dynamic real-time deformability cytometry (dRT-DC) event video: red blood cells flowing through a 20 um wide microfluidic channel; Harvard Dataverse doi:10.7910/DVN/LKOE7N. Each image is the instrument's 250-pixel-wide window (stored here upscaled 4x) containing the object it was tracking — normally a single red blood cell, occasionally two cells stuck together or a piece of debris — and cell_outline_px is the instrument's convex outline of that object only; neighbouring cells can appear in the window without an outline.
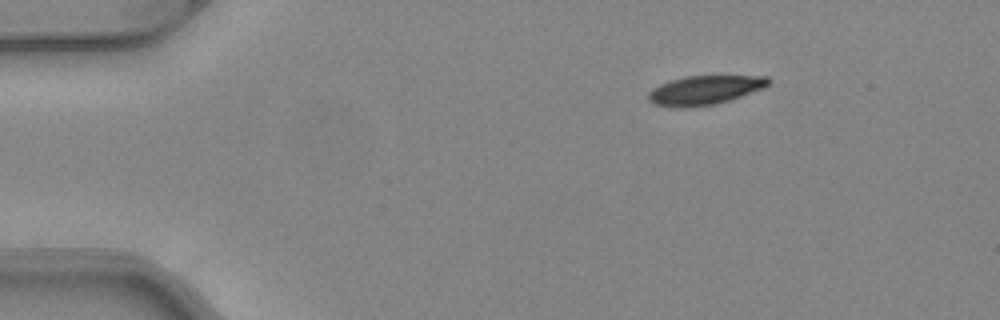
{"species": "common noctule bat (a hibernating species)", "species_latin": "Nyctalus noctula", "temperature_condition": "warm", "stored_images_in_passage": 44, "camera_frame_rate_fps": 3000, "um_per_image_px": 0.085, "animal": {"sex": "female", "body_mass_g": 24.6, "forearm_length_mm": 56.2}, "frame": {"image": 1, "passage_image": 1, "time_ms": 0.0, "image_size_px": [1000, 320], "cell_outline_px": [[772, 80], [764, 88], [716, 104], [688, 108], [680, 108], [652, 104], [648, 100], [648, 92], [652, 88], [660, 84], [684, 76], [768, 76]], "centroid_in_image_um": [59.87, 7.66], "position_along_channel_um": 25.1, "area_um2": 20.4}}
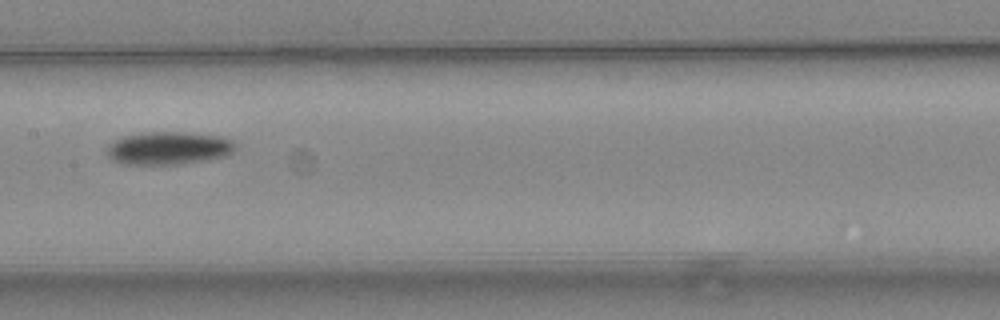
{"frame": {"image": 2, "passage_image": 19, "time_ms": 6.0, "image_size_px": [1000, 320], "cell_outline_px": [[236, 148], [228, 156], [176, 164], [124, 164], [112, 160], [108, 156], [108, 144], [124, 136], [140, 132], [184, 132], [216, 136], [232, 140], [236, 144]], "centroid_in_image_um": [14.32, 12.59], "position_along_channel_um": 193.1, "area_um2": 24.45}}
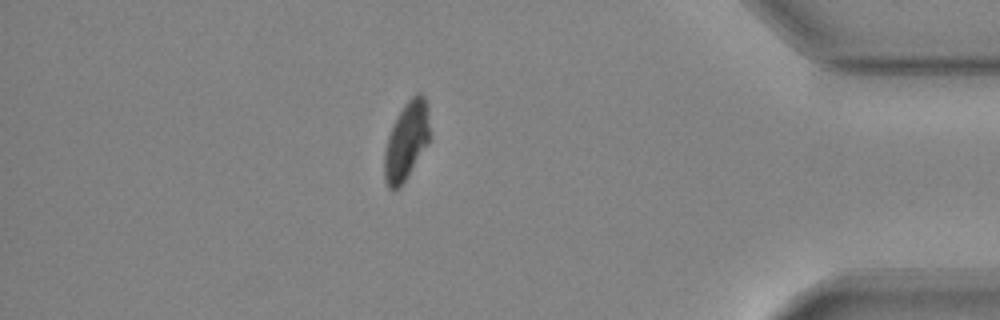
{"frame": {"image": 3, "passage_image": 37, "time_ms": 12.0, "image_size_px": [1000, 320], "cell_outline_px": [[432, 136], [428, 144], [400, 188], [388, 188], [384, 180], [384, 152], [388, 136], [392, 124], [396, 116], [404, 104], [416, 92], [420, 92], [424, 96], [428, 104]], "centroid_in_image_um": [34.58, 11.93], "position_along_channel_um": 400.6, "area_um2": 21.27}, "authors_computed_cell_mechanics": {"area_um2": 22.6576, "velocity_mm_per_s": 4.1019, "shape_relaxation_time_tau1_ms": 4.4892, "shape_relaxation_time_tau2_ms": null, "deformation_change_tau1": 0.1516, "deformation_change_tau2": null}}